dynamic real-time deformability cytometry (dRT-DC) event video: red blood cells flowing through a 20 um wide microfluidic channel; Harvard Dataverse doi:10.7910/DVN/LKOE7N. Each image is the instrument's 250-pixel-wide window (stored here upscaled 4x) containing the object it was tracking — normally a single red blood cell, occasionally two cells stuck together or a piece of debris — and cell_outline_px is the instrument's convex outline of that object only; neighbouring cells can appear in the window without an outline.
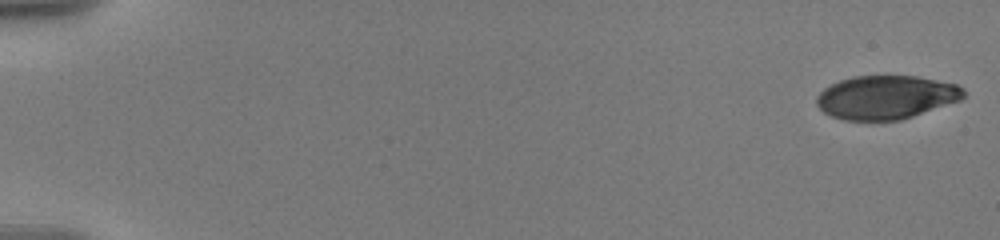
{"species": "human", "species_latin": "Homo sapiens", "temperature_condition": "warm", "stored_images_in_passage": 31, "camera_frame_rate_fps": 3000, "um_per_image_px": 0.085, "donor": {"sex": "male"}, "frame": {"image": 1, "passage_image": 1, "time_ms": 0.0, "image_size_px": [1000, 240], "cell_outline_px": [[964, 96], [960, 100], [900, 120], [844, 120], [832, 116], [824, 112], [816, 104], [816, 96], [824, 88], [840, 80], [852, 76], [916, 76], [956, 84], [964, 88]], "centroid_in_image_um": [75.29, 8.26], "position_along_channel_um": 9.7, "area_um2": 37.11}}
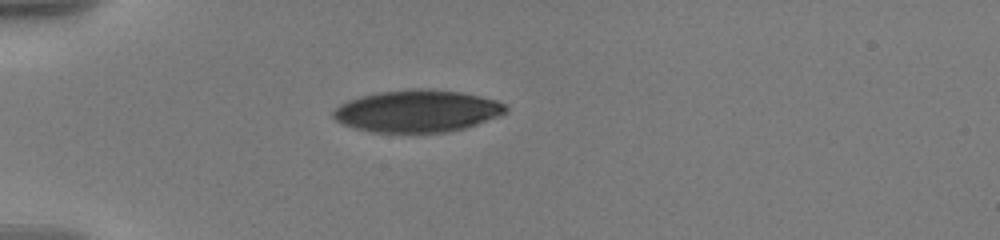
{"frame": {"image": 2, "passage_image": 22, "time_ms": 5.333, "image_size_px": [1000, 240], "cell_outline_px": [[508, 112], [500, 116], [464, 128], [448, 132], [372, 132], [356, 128], [344, 124], [336, 120], [332, 116], [332, 112], [340, 104], [348, 100], [360, 96], [380, 92], [412, 88], [424, 88], [460, 92], [480, 96], [496, 100], [504, 104], [508, 108]], "centroid_in_image_um": [35.48, 9.43], "position_along_channel_um": 49.5, "area_um2": 42.31}}
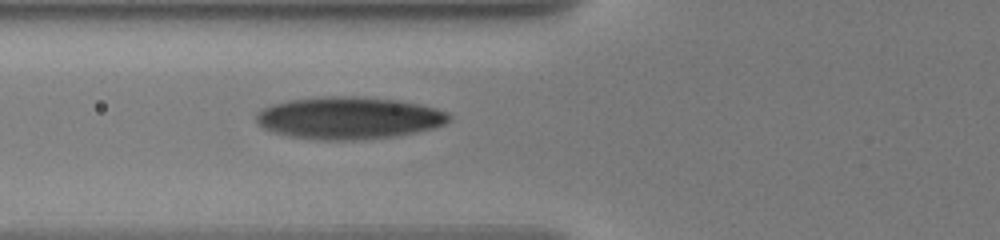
{"frame": {"image": 3, "passage_image": 30, "time_ms": 7.333, "image_size_px": [1000, 240], "cell_outline_px": [[452, 116], [444, 124], [432, 128], [416, 132], [396, 136], [348, 140], [320, 140], [288, 136], [272, 132], [256, 124], [256, 112], [260, 108], [272, 104], [288, 100], [328, 96], [352, 96], [400, 100], [420, 104], [436, 108], [448, 112]], "centroid_in_image_um": [29.61, 10.02], "position_along_channel_um": 96.2, "area_um2": 47.69}}